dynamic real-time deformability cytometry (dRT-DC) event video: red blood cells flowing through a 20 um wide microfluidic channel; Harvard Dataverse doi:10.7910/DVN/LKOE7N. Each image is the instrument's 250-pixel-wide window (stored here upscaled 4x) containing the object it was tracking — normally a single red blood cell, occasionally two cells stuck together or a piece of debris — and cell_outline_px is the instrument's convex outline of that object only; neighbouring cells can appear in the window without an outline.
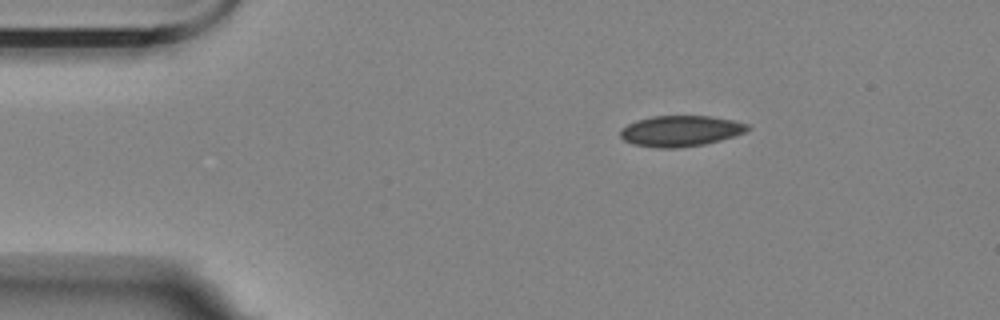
{"species": "Egyptian fruit bat (a non-hibernating species)", "species_latin": "Rousettus aegyptiacus", "temperature_condition": "room temperature", "stored_images_in_passage": 2, "camera_frame_rate_fps": 3000, "um_per_image_px": 0.085, "animal": {"sex": "female"}, "frame": {"image": 1, "passage_image": 1, "time_ms": 0.0, "image_size_px": [1000, 320], "cell_outline_px": [[748, 128], [744, 132], [720, 140], [704, 144], [676, 148], [660, 148], [636, 144], [624, 140], [620, 136], [620, 132], [628, 124], [636, 120], [652, 116], [712, 116], [732, 120], [748, 124]], "centroid_in_image_um": [57.84, 11.12], "position_along_channel_um": 27.2, "area_um2": 22.48}}